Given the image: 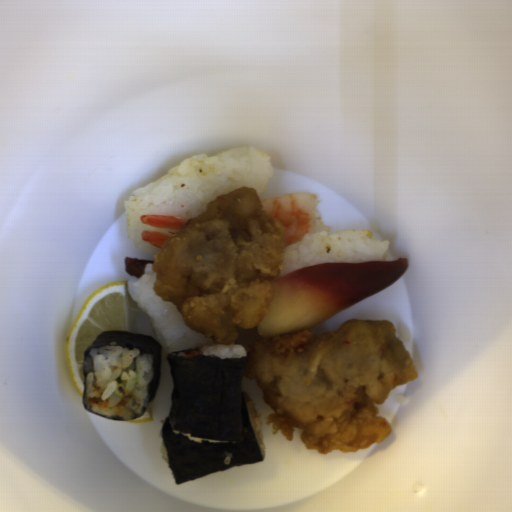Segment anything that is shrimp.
<instances>
[{
	"label": "shrimp",
	"mask_w": 512,
	"mask_h": 512,
	"mask_svg": "<svg viewBox=\"0 0 512 512\" xmlns=\"http://www.w3.org/2000/svg\"><path fill=\"white\" fill-rule=\"evenodd\" d=\"M319 202L318 195L303 191L261 201L262 210L283 226L284 250L302 242L307 234L331 231V227L322 223L320 212L317 210Z\"/></svg>",
	"instance_id": "1"
},
{
	"label": "shrimp",
	"mask_w": 512,
	"mask_h": 512,
	"mask_svg": "<svg viewBox=\"0 0 512 512\" xmlns=\"http://www.w3.org/2000/svg\"><path fill=\"white\" fill-rule=\"evenodd\" d=\"M191 218L178 217L172 215H143L139 221L146 226L164 229L180 230L184 227L186 221Z\"/></svg>",
	"instance_id": "2"
},
{
	"label": "shrimp",
	"mask_w": 512,
	"mask_h": 512,
	"mask_svg": "<svg viewBox=\"0 0 512 512\" xmlns=\"http://www.w3.org/2000/svg\"><path fill=\"white\" fill-rule=\"evenodd\" d=\"M172 236L159 233L154 230H145L141 233V239L157 249H163V245Z\"/></svg>",
	"instance_id": "3"
}]
</instances>
